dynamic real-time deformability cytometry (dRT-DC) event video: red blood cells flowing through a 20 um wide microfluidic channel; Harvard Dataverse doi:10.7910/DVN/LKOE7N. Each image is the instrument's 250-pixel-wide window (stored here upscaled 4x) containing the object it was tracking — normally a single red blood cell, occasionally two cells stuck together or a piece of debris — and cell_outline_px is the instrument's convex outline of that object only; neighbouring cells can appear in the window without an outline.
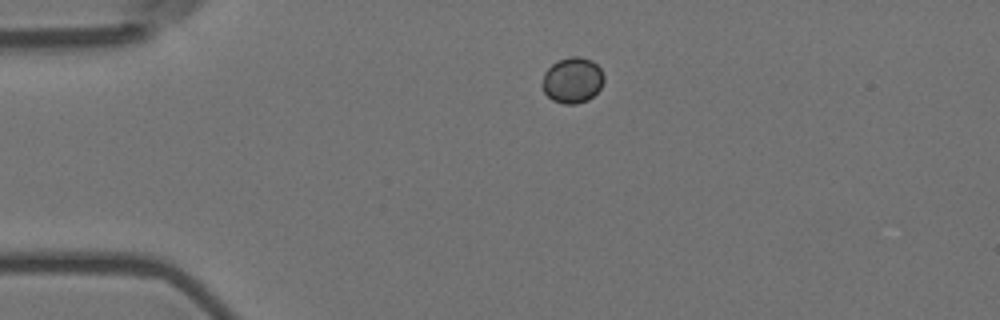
{"species": "Egyptian fruit bat (a non-hibernating species)", "species_latin": "Rousettus aegyptiacus", "temperature_condition": "room temperature", "stored_images_in_passage": 5, "camera_frame_rate_fps": 3000, "um_per_image_px": 0.085, "animal": {"sex": "female"}, "frame": {"image": 1, "passage_image": 5, "time_ms": 1.333, "image_size_px": [1000, 320], "cell_outline_px": [[604, 80], [600, 88], [588, 100], [576, 104], [564, 104], [552, 100], [544, 92], [540, 84], [544, 72], [556, 60], [572, 56], [580, 56], [592, 60], [600, 68], [604, 76]], "centroid_in_image_um": [48.63, 6.81], "position_along_channel_um": 36.4, "area_um2": 16.65}}